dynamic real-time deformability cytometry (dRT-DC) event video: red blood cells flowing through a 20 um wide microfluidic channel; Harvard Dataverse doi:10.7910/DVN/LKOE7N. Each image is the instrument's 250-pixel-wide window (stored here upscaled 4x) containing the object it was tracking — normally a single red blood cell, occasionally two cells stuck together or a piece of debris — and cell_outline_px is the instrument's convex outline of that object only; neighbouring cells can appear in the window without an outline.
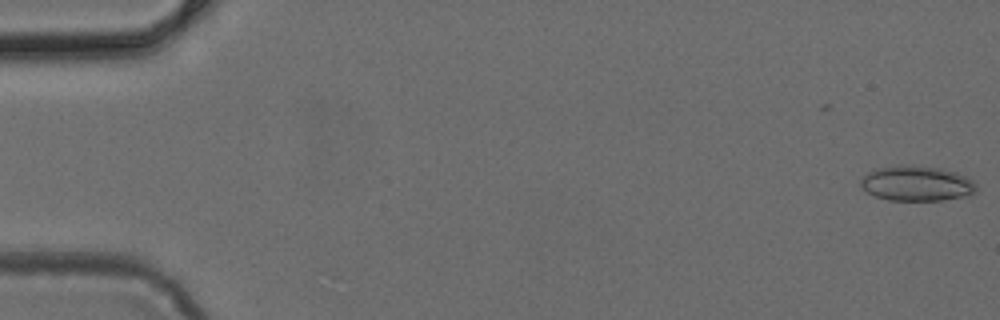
{"species": "common noctule bat (a hibernating species)", "species_latin": "Nyctalus noctula", "temperature_condition": "cold", "stored_images_in_passage": 50, "camera_frame_rate_fps": 3000, "um_per_image_px": 0.085, "animal": {"sex": "female", "body_mass_g": 24.6, "forearm_length_mm": 56.2}, "frame": {"image": 1, "passage_image": 1, "time_ms": 0.0, "image_size_px": [1000, 320], "cell_outline_px": [[976, 192], [964, 196], [944, 200], [888, 200], [876, 196], [860, 188], [860, 180], [868, 172], [880, 168], [940, 168], [956, 172], [972, 180], [976, 184]], "centroid_in_image_um": [77.93, 15.65], "position_along_channel_um": 7.1, "area_um2": 22.72}}
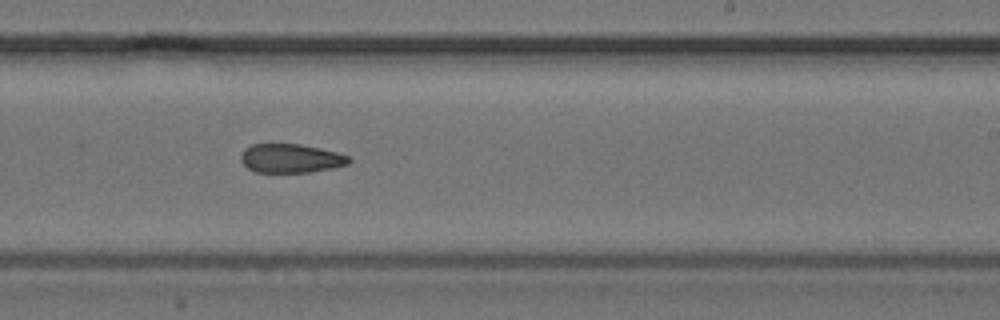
{"frame": {"image": 2, "passage_image": 30, "time_ms": 9.667, "image_size_px": [1000, 320], "cell_outline_px": [[352, 160], [348, 164], [332, 168], [312, 172], [256, 172], [248, 168], [240, 160], [240, 156], [244, 148], [252, 144], [300, 144], [320, 148], [336, 152], [348, 156]], "centroid_in_image_um": [24.71, 13.46], "position_along_channel_um": 264.3, "area_um2": 18.21}}
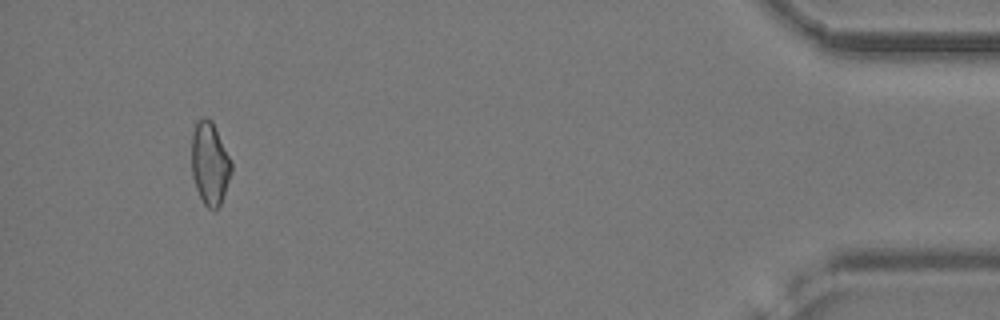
{"frame": {"image": 3, "passage_image": 46, "time_ms": 15.0, "image_size_px": [1000, 320], "cell_outline_px": [[232, 172], [224, 196], [220, 204], [216, 208], [208, 208], [204, 204], [196, 188], [192, 176], [192, 132], [196, 120], [204, 116], [208, 116], [212, 120], [232, 160]], "centroid_in_image_um": [17.84, 13.84], "position_along_channel_um": 417.4, "area_um2": 19.48}}